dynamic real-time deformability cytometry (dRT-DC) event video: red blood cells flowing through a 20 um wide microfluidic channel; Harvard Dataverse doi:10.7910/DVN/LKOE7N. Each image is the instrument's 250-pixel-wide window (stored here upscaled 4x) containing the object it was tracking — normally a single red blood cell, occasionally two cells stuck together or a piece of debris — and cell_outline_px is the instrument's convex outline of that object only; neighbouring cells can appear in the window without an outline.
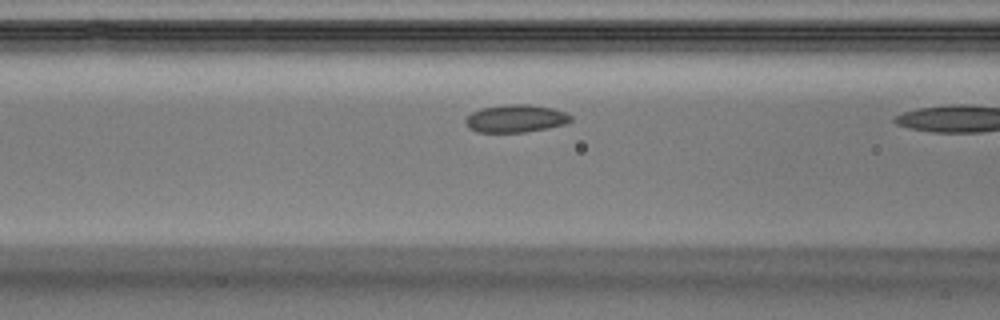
{"species": "Egyptian fruit bat (a non-hibernating species)", "species_latin": "Rousettus aegyptiacus", "temperature_condition": "warm", "stored_images_in_passage": 7, "camera_frame_rate_fps": 3000, "um_per_image_px": 0.085, "animal": {"sex": "male"}, "frame": {"image": 1, "passage_image": 6, "time_ms": 1.667, "image_size_px": [1000, 320], "cell_outline_px": [[572, 120], [564, 124], [548, 128], [524, 132], [476, 132], [468, 128], [464, 120], [472, 112], [480, 108], [508, 104], [528, 104], [552, 108], [564, 112], [572, 116]], "centroid_in_image_um": [43.81, 10.07], "position_along_channel_um": 122.8, "area_um2": 16.99}}